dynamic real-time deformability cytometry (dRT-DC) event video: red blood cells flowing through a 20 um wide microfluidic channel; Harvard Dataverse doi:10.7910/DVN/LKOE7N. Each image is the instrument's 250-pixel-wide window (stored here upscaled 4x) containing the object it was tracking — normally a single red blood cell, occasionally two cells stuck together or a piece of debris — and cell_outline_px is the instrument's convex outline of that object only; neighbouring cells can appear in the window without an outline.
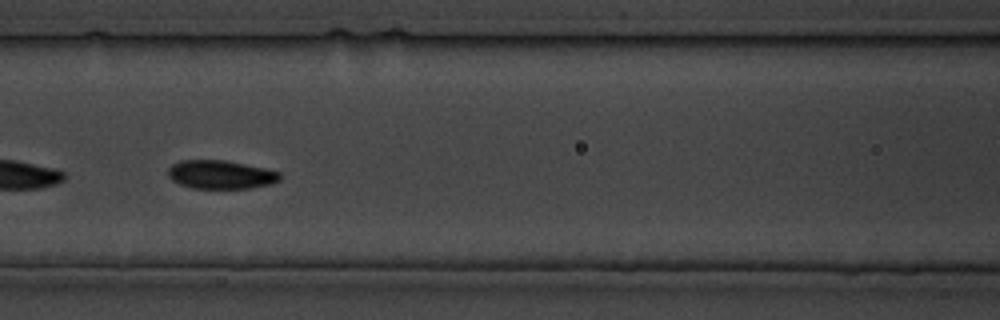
{"species": "common noctule bat (a hibernating species)", "species_latin": "Nyctalus noctula", "temperature_condition": "cold", "stored_images_in_passage": 26, "camera_frame_rate_fps": 3000, "um_per_image_px": 0.085, "animal": {"sex": "male", "body_mass_g": 19.5, "forearm_length_mm": 54.6}, "frame": {"image": 1, "passage_image": 12, "time_ms": 13.667, "image_size_px": [1000, 320], "cell_outline_px": [[280, 180], [268, 184], [248, 188], [192, 188], [180, 184], [172, 180], [168, 176], [168, 168], [172, 164], [180, 160], [224, 160], [264, 168], [280, 172]], "centroid_in_image_um": [18.72, 14.83], "position_along_channel_um": 147.9, "area_um2": 18.44}}